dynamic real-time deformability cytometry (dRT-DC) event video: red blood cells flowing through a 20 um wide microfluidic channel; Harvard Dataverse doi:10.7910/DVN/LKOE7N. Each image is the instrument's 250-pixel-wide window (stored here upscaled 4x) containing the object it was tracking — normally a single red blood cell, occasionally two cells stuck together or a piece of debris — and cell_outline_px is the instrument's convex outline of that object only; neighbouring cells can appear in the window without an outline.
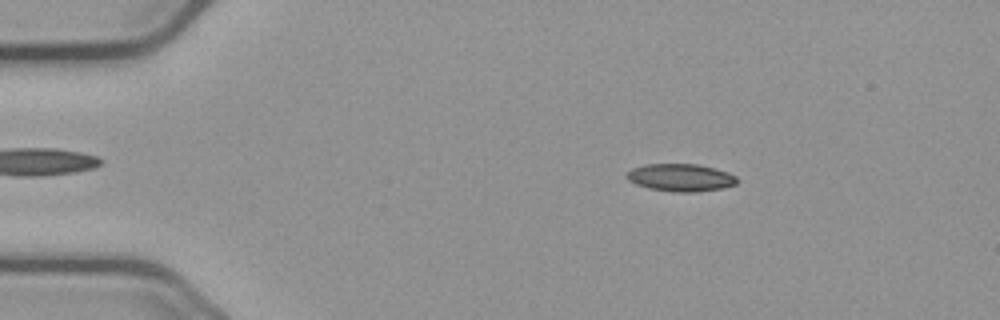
{"species": "common noctule bat (a hibernating species)", "species_latin": "Nyctalus noctula", "temperature_condition": "cold", "stored_images_in_passage": 48, "camera_frame_rate_fps": 3000, "um_per_image_px": 0.085, "animal": {"sex": "male", "body_mass_g": 23.1, "forearm_length_mm": 52.7}, "frame": {"image": 1, "passage_image": 2, "time_ms": 0.333, "image_size_px": [1000, 320], "cell_outline_px": [[740, 180], [736, 184], [724, 188], [696, 192], [672, 192], [648, 188], [636, 184], [628, 180], [628, 172], [632, 168], [644, 164], [696, 164], [716, 168], [728, 172], [736, 176]], "centroid_in_image_um": [57.9, 15.1], "position_along_channel_um": 27.1, "area_um2": 17.86}}
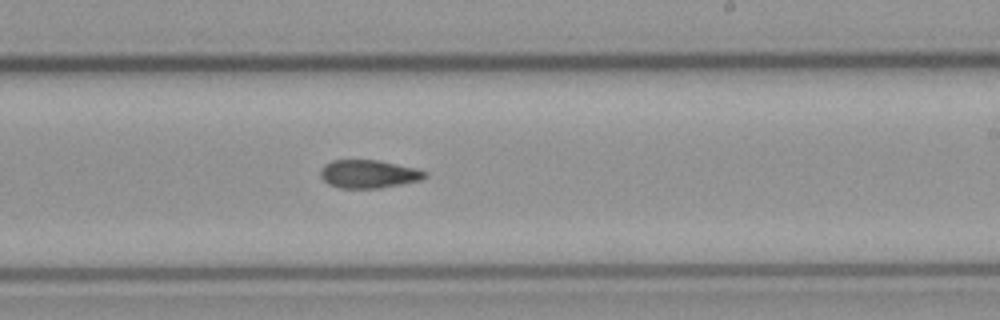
{"frame": {"image": 2, "passage_image": 26, "time_ms": 8.333, "image_size_px": [1000, 320], "cell_outline_px": [[428, 176], [420, 180], [380, 188], [340, 188], [328, 184], [320, 176], [320, 168], [324, 164], [332, 160], [376, 160], [416, 168], [428, 172]], "centroid_in_image_um": [31.31, 14.79], "position_along_channel_um": 257.7, "area_um2": 17.17}}
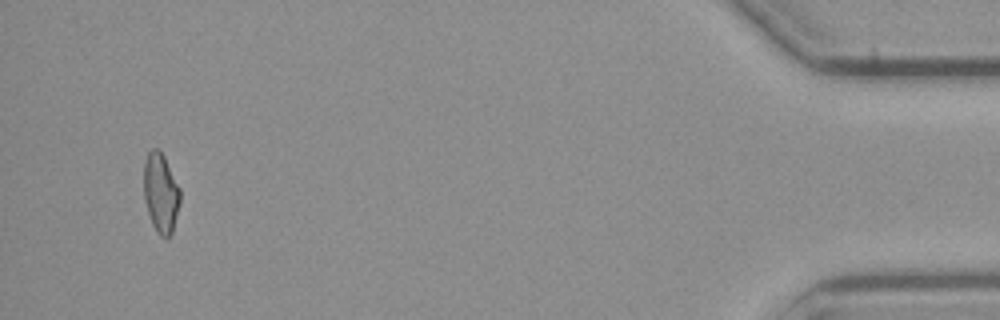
{"frame": {"image": 3, "passage_image": 46, "time_ms": 15.0, "image_size_px": [1000, 320], "cell_outline_px": [[180, 204], [172, 232], [168, 240], [164, 240], [156, 232], [152, 224], [144, 200], [144, 164], [148, 152], [152, 148], [156, 148], [164, 156], [180, 188]], "centroid_in_image_um": [13.67, 16.45], "position_along_channel_um": 421.5, "area_um2": 16.99}, "authors_computed_cell_mechanics": {"area_um2": 17.5712, "velocity_mm_per_s": 3.6882, "shape_relaxation_time_tau1_ms": null, "shape_relaxation_time_tau2_ms": 5.3816, "deformation_change_tau1": null, "deformation_change_tau2": 0.1269}}